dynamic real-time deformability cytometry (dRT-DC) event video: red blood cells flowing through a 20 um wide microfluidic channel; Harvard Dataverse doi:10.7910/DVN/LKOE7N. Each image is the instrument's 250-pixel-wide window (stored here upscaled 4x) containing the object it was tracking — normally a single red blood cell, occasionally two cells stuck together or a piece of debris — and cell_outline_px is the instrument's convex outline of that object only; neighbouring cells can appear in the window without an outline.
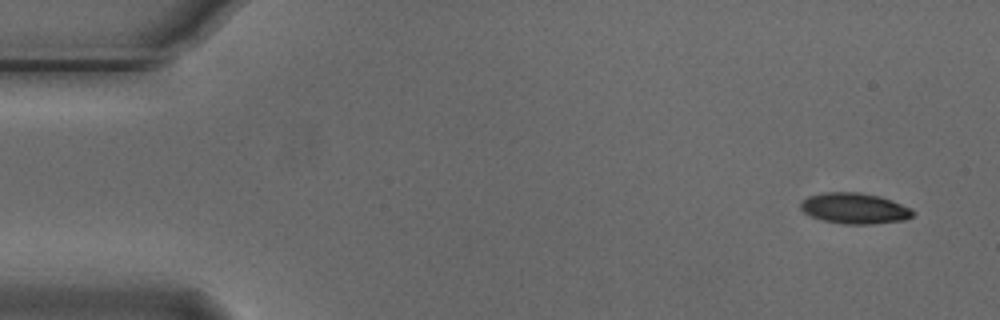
{"species": "Egyptian fruit bat (a non-hibernating species)", "species_latin": "Rousettus aegyptiacus", "temperature_condition": "cold", "stored_images_in_passage": 5, "camera_frame_rate_fps": 3000, "um_per_image_px": 0.085, "animal": {"sex": "male"}, "frame": {"image": 1, "passage_image": 1, "time_ms": 0.0, "image_size_px": [1000, 320], "cell_outline_px": [[916, 212], [912, 216], [904, 220], [872, 224], [844, 224], [824, 220], [812, 216], [804, 212], [800, 208], [800, 204], [808, 196], [824, 192], [860, 192], [880, 196], [892, 200], [912, 208]], "centroid_in_image_um": [72.68, 17.7], "position_along_channel_um": 12.3, "area_um2": 20.17}}
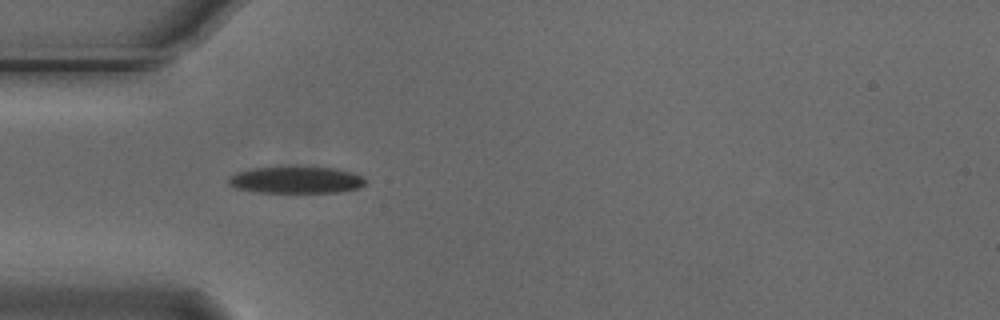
{"frame": {"image": 2, "passage_image": 4, "time_ms": 1.0, "image_size_px": [1000, 320], "cell_outline_px": [[364, 184], [356, 188], [336, 192], [256, 192], [236, 188], [228, 184], [228, 176], [236, 172], [252, 168], [336, 168], [352, 172], [360, 176], [364, 180]], "centroid_in_image_um": [25.09, 15.3], "position_along_channel_um": 59.9, "area_um2": 20.87}}
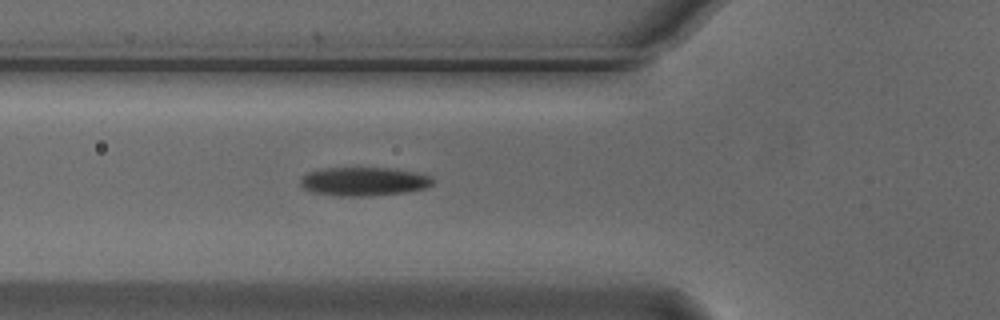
{"frame": {"image": 3, "passage_image": 5, "time_ms": 1.333, "image_size_px": [1000, 320], "cell_outline_px": [[436, 180], [428, 188], [404, 192], [364, 196], [340, 196], [312, 192], [304, 188], [300, 184], [300, 180], [308, 172], [324, 168], [392, 168], [416, 172], [432, 176]], "centroid_in_image_um": [30.97, 15.42], "position_along_channel_um": 94.8, "area_um2": 22.14}}